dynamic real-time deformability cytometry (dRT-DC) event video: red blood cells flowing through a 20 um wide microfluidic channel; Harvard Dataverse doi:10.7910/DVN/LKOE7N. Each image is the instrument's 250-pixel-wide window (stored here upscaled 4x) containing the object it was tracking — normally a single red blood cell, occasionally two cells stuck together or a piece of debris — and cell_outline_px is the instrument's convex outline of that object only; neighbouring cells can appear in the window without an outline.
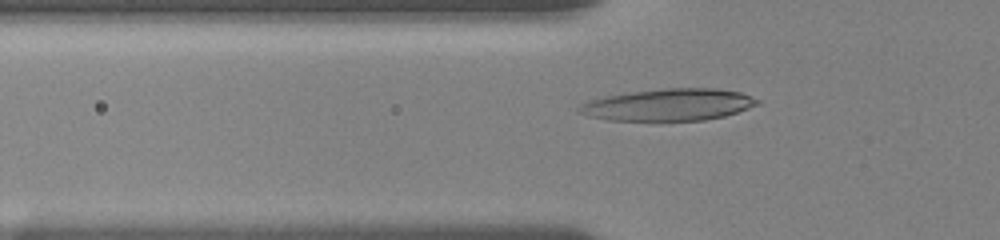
{"species": "human", "species_latin": "Homo sapiens", "temperature_condition": "room temperature", "stored_images_in_passage": 61, "camera_frame_rate_fps": 3000, "um_per_image_px": 0.085, "donor": {"sex": "female"}, "frame": {"image": 1, "passage_image": 14, "time_ms": 4.0, "image_size_px": [1000, 240], "cell_outline_px": [[760, 104], [724, 116], [704, 120], [608, 120], [588, 116], [576, 112], [576, 108], [580, 104], [604, 96], [632, 92], [664, 88], [716, 88], [740, 92], [760, 100]], "centroid_in_image_um": [56.81, 8.9], "position_along_channel_um": 69.0, "area_um2": 33.06}}
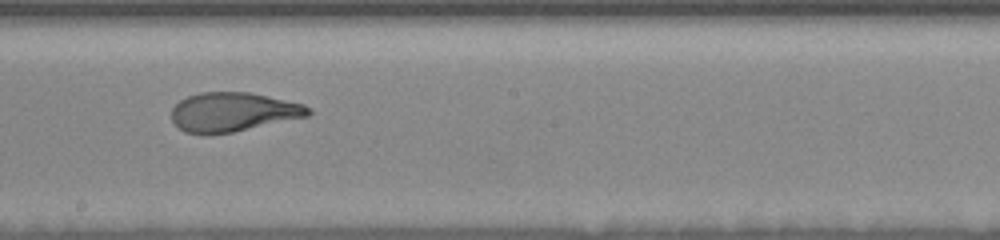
{"frame": {"image": 2, "passage_image": 32, "time_ms": 8.333, "image_size_px": [1000, 240], "cell_outline_px": [[312, 112], [308, 116], [232, 132], [184, 132], [172, 120], [172, 108], [180, 100], [188, 96], [200, 92], [248, 92], [268, 96], [304, 104]], "centroid_in_image_um": [19.82, 9.49], "position_along_channel_um": 228.4, "area_um2": 30.52}}
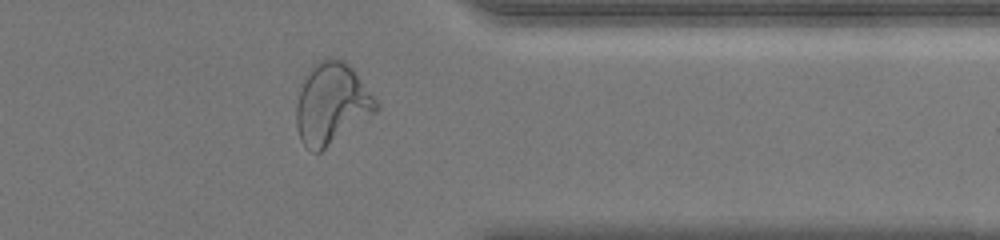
{"frame": {"image": 3, "passage_image": 50, "time_ms": 12.667, "image_size_px": [1000, 240], "cell_outline_px": [[380, 108], [376, 112], [320, 152], [312, 152], [300, 140], [296, 124], [296, 104], [300, 92], [308, 72], [312, 64], [316, 60], [328, 56], [332, 56], [344, 60], [352, 68], [380, 104]], "centroid_in_image_um": [28.19, 8.78], "position_along_channel_um": 383.2, "area_um2": 37.74}}